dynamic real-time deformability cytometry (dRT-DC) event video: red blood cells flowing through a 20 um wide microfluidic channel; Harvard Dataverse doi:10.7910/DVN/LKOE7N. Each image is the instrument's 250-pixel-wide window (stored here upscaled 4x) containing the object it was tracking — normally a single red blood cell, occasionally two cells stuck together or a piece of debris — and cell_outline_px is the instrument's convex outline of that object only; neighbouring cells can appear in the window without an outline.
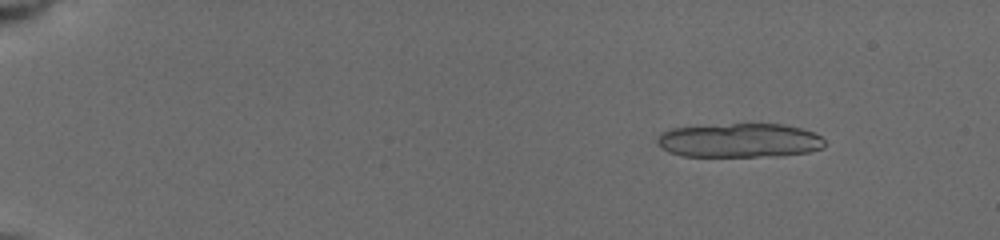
{"species": "common noctule bat (a hibernating species)", "species_latin": "Nyctalus noctula", "temperature_condition": "cold", "stored_images_in_passage": 28, "segment_of_instrument_passage": [1, 2], "camera_frame_rate_fps": 3000, "um_per_image_px": 0.085, "animal": {"sex": "female", "body_mass_g": 19.5, "forearm_length_mm": 54.1}, "frame": {"image": 1, "passage_image": 5, "time_ms": 1.667, "image_size_px": [1000, 240], "cell_outline_px": [[824, 148], [808, 152], [776, 156], [684, 156], [668, 152], [656, 140], [656, 136], [660, 132], [672, 128], [732, 124], [784, 124], [800, 128], [812, 132], [820, 136], [824, 140]], "centroid_in_image_um": [62.86, 11.94], "position_along_channel_um": 22.1, "area_um2": 33.18}}